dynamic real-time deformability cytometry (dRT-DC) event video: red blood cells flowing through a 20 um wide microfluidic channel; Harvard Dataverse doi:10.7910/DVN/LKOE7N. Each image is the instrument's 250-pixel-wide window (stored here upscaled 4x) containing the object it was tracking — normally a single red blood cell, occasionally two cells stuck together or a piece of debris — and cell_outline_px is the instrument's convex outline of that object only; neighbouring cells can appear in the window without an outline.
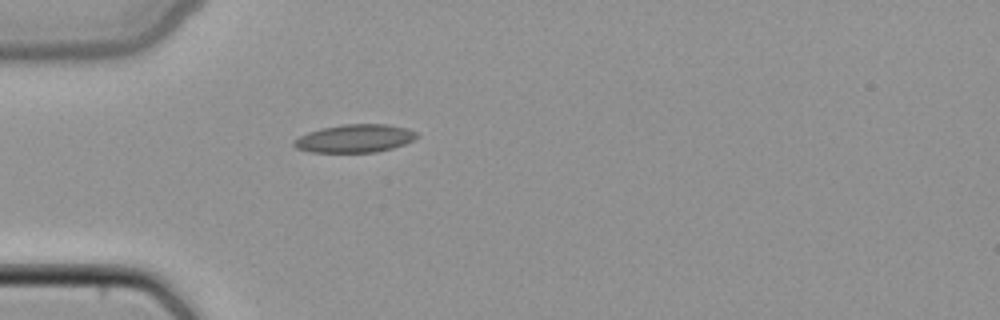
{"species": "common noctule bat (a hibernating species)", "species_latin": "Nyctalus noctula", "temperature_condition": "cold", "stored_images_in_passage": 35, "camera_frame_rate_fps": 3000, "um_per_image_px": 0.085, "animal": {"sex": "female", "body_mass_g": 22.7, "forearm_length_mm": 54.2}, "frame": {"image": 1, "passage_image": 1, "time_ms": 0.0, "image_size_px": [1000, 320], "cell_outline_px": [[420, 136], [404, 144], [392, 148], [376, 152], [312, 152], [296, 148], [292, 144], [292, 140], [308, 132], [320, 128], [344, 124], [388, 124], [408, 128], [416, 132]], "centroid_in_image_um": [30.16, 11.76], "position_along_channel_um": 54.8, "area_um2": 20.17}}
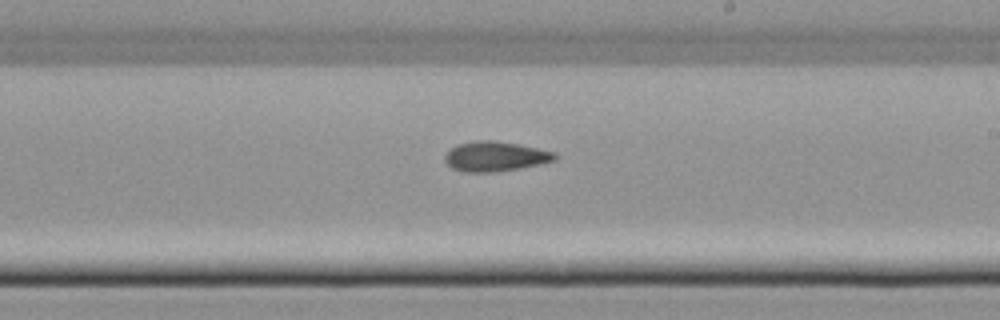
{"frame": {"image": 2, "passage_image": 15, "time_ms": 4.667, "image_size_px": [1000, 320], "cell_outline_px": [[556, 160], [540, 164], [520, 168], [496, 172], [460, 172], [452, 168], [444, 160], [444, 156], [456, 144], [476, 140], [496, 140], [556, 152]], "centroid_in_image_um": [42.07, 13.3], "position_along_channel_um": 246.9, "area_um2": 19.19}}
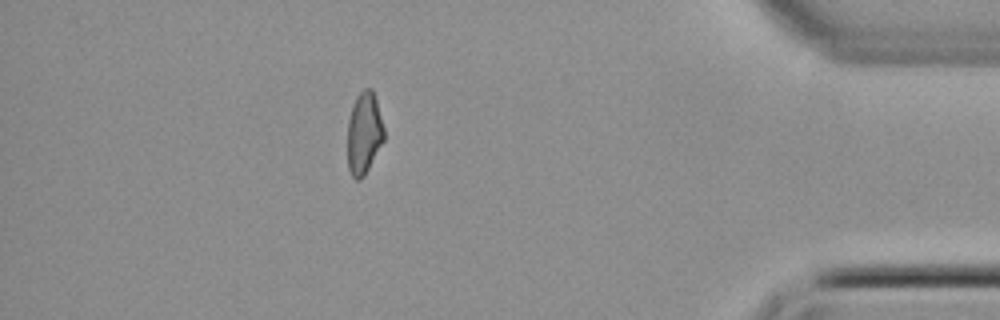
{"frame": {"image": 3, "passage_image": 29, "time_ms": 9.333, "image_size_px": [1000, 320], "cell_outline_px": [[384, 140], [364, 176], [360, 180], [356, 180], [352, 176], [348, 168], [348, 120], [352, 104], [356, 96], [364, 88], [372, 88], [376, 100], [384, 128]], "centroid_in_image_um": [30.94, 11.31], "position_along_channel_um": 404.3, "area_um2": 17.46}}